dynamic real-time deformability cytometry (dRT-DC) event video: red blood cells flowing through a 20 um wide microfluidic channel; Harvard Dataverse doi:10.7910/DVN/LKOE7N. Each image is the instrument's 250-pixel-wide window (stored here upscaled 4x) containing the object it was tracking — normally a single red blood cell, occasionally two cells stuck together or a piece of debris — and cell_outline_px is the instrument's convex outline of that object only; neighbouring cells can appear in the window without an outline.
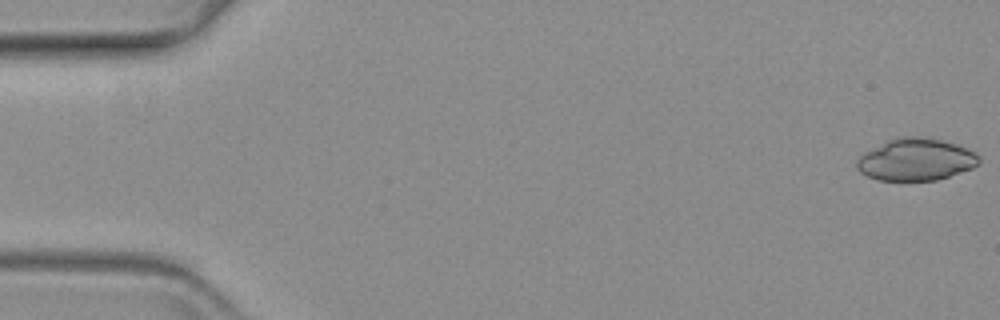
{"species": "common noctule bat (a hibernating species)", "species_latin": "Nyctalus noctula", "temperature_condition": "warm", "stored_images_in_passage": 59, "camera_frame_rate_fps": 3000, "um_per_image_px": 0.085, "animal": {"sex": "female", "body_mass_g": 19.3, "forearm_length_mm": 54.1}, "frame": {"image": 1, "passage_image": 1, "time_ms": 0.0, "image_size_px": [1000, 320], "cell_outline_px": [[976, 164], [968, 168], [948, 176], [932, 180], [880, 180], [868, 176], [860, 168], [860, 160], [864, 156], [896, 140], [936, 140], [972, 152], [976, 156]], "centroid_in_image_um": [77.89, 13.66], "position_along_channel_um": 7.1, "area_um2": 26.36}}
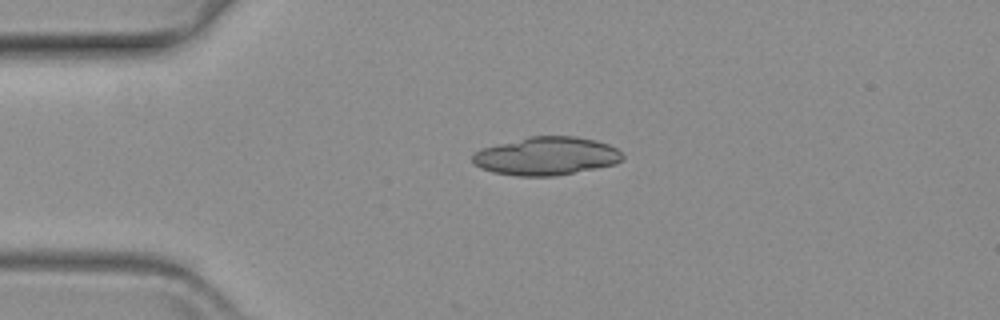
{"frame": {"image": 2, "passage_image": 14, "time_ms": 4.333, "image_size_px": [1000, 320], "cell_outline_px": [[620, 160], [612, 164], [572, 172], [548, 176], [524, 176], [496, 172], [484, 168], [476, 164], [472, 160], [472, 156], [476, 152], [484, 148], [532, 136], [568, 136], [592, 140], [616, 148], [620, 152]], "centroid_in_image_um": [46.4, 13.26], "position_along_channel_um": 38.6, "area_um2": 31.85}}